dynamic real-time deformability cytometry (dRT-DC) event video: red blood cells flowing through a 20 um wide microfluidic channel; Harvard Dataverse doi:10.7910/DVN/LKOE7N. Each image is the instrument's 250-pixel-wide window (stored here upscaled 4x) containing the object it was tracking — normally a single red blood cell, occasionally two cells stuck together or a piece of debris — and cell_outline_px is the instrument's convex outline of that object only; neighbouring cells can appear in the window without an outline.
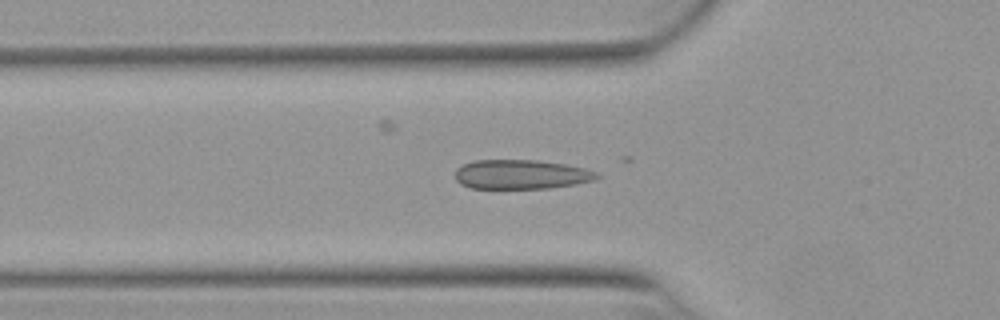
{"species": "Egyptian fruit bat (a non-hibernating species)", "species_latin": "Rousettus aegyptiacus", "temperature_condition": "warm", "stored_images_in_passage": 50, "camera_frame_rate_fps": 3000, "um_per_image_px": 0.085, "animal": {"sex": "female"}, "frame": {"image": 1, "passage_image": 17, "time_ms": 5.333, "image_size_px": [1000, 320], "cell_outline_px": [[600, 176], [596, 180], [576, 184], [548, 188], [472, 188], [460, 184], [456, 180], [456, 168], [472, 160], [536, 160], [564, 164], [584, 168], [596, 172]], "centroid_in_image_um": [44.29, 14.82], "position_along_channel_um": 81.5, "area_um2": 24.22}}
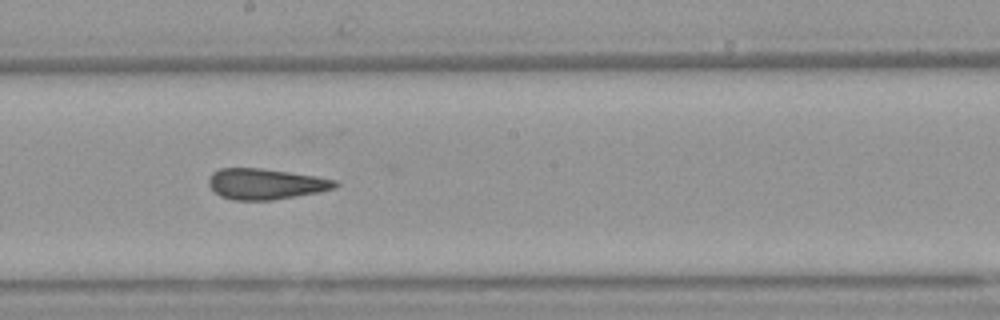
{"frame": {"image": 2, "passage_image": 28, "time_ms": 9.0, "image_size_px": [1000, 320], "cell_outline_px": [[340, 184], [336, 188], [320, 192], [272, 200], [236, 200], [220, 196], [208, 184], [208, 180], [212, 172], [220, 168], [260, 168], [316, 176], [336, 180]], "centroid_in_image_um": [22.6, 15.63], "position_along_channel_um": 225.6, "area_um2": 22.66}}
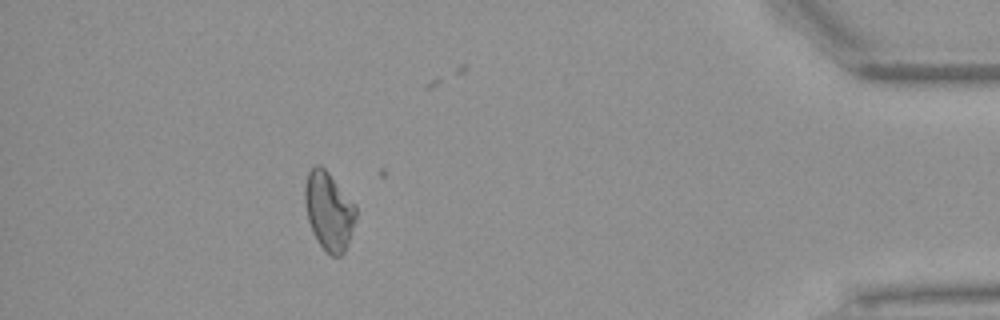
{"frame": {"image": 3, "passage_image": 46, "time_ms": 15.0, "image_size_px": [1000, 320], "cell_outline_px": [[356, 216], [348, 244], [344, 252], [340, 256], [332, 256], [316, 240], [312, 232], [308, 220], [304, 200], [304, 188], [308, 172], [316, 164], [320, 164], [328, 172], [356, 204]], "centroid_in_image_um": [27.95, 17.92], "position_along_channel_um": 407.3, "area_um2": 23.29}}